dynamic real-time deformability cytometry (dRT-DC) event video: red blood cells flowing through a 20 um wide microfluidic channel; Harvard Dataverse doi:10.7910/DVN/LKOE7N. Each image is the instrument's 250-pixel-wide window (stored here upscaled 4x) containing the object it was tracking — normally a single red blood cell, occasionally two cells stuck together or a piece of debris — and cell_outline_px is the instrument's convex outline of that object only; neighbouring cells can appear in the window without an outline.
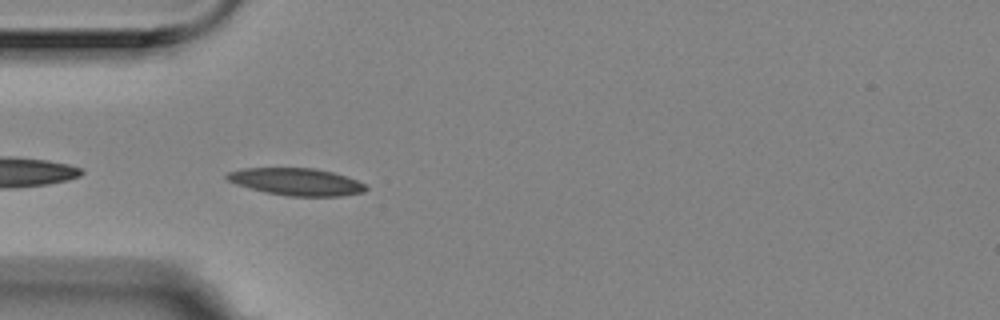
{"species": "Egyptian fruit bat (a non-hibernating species)", "species_latin": "Rousettus aegyptiacus", "temperature_condition": "room temperature", "stored_images_in_passage": 27, "camera_frame_rate_fps": 3000, "um_per_image_px": 0.085, "animal": {"sex": "female"}, "frame": {"image": 1, "passage_image": 2, "time_ms": 0.333, "image_size_px": [1000, 320], "cell_outline_px": [[368, 188], [364, 192], [340, 196], [288, 196], [264, 192], [236, 184], [228, 180], [224, 176], [228, 172], [240, 168], [312, 168], [332, 172], [356, 180], [364, 184]], "centroid_in_image_um": [25.16, 15.45], "position_along_channel_um": 59.8, "area_um2": 21.96}}
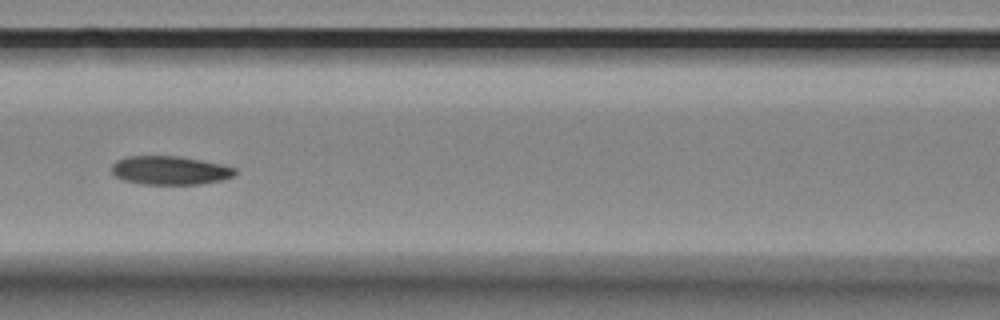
{"frame": {"image": 2, "passage_image": 10, "time_ms": 3.0, "image_size_px": [1000, 320], "cell_outline_px": [[236, 172], [232, 176], [220, 180], [200, 184], [140, 184], [124, 180], [116, 176], [112, 172], [112, 164], [116, 160], [128, 156], [180, 156], [220, 164], [236, 168]], "centroid_in_image_um": [14.41, 14.48], "position_along_channel_um": 152.2, "area_um2": 20.46}}
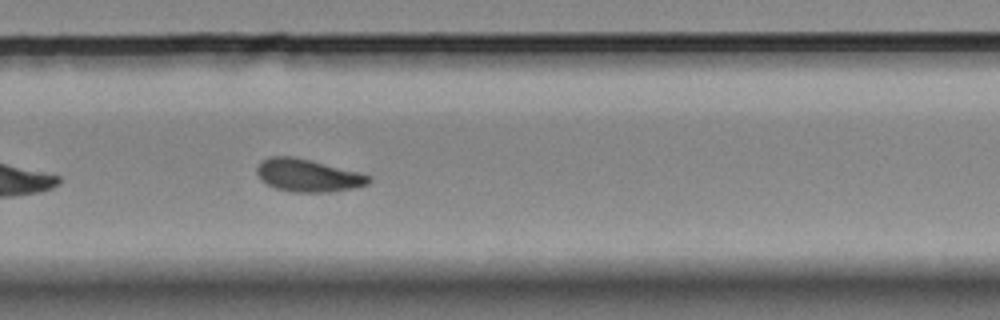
{"frame": {"image": 3, "passage_image": 23, "time_ms": 7.333, "image_size_px": [1000, 320], "cell_outline_px": [[372, 180], [368, 184], [356, 188], [328, 192], [296, 192], [276, 188], [260, 180], [256, 172], [256, 168], [260, 160], [268, 156], [292, 156], [360, 172], [372, 176]], "centroid_in_image_um": [26.17, 14.9], "position_along_channel_um": 303.6, "area_um2": 21.44}}